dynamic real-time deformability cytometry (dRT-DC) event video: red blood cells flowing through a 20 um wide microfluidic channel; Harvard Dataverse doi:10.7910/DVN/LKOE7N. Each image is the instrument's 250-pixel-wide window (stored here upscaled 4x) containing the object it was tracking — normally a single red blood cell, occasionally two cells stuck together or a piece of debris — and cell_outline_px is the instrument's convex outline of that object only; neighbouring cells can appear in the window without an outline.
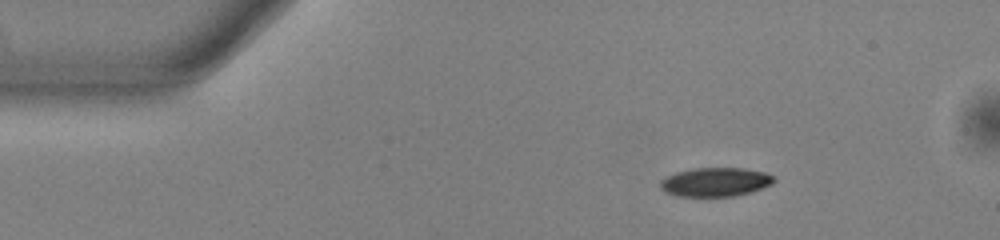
{"species": "common noctule bat (a hibernating species)", "species_latin": "Nyctalus noctula", "temperature_condition": "warm", "stored_images_in_passage": 41, "camera_frame_rate_fps": 3000, "um_per_image_px": 0.085, "animal": {"sex": "male", "body_mass_g": 13.0, "forearm_length_mm": 53.1}, "frame": {"image": 1, "passage_image": 1, "time_ms": 0.0, "image_size_px": [1000, 240], "cell_outline_px": [[776, 180], [772, 184], [748, 192], [732, 196], [680, 196], [668, 192], [660, 188], [660, 180], [676, 172], [692, 168], [744, 168], [764, 172], [776, 176]], "centroid_in_image_um": [60.83, 15.45], "position_along_channel_um": 24.2, "area_um2": 18.96}}
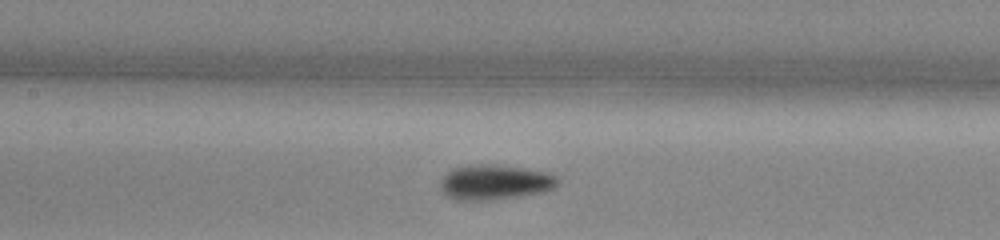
{"frame": {"image": 2, "passage_image": 17, "time_ms": 5.333, "image_size_px": [1000, 240], "cell_outline_px": [[560, 184], [556, 188], [544, 192], [492, 200], [460, 200], [448, 196], [440, 188], [440, 180], [452, 168], [472, 164], [500, 164], [552, 172], [560, 180]], "centroid_in_image_um": [42.14, 15.47], "position_along_channel_um": 165.3, "area_um2": 24.45}}
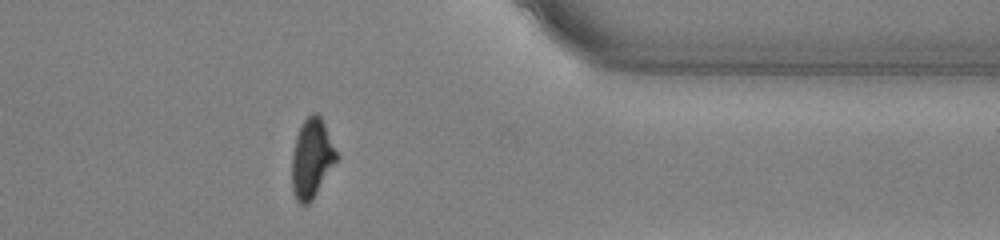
{"frame": {"image": 3, "passage_image": 35, "time_ms": 11.333, "image_size_px": [1000, 240], "cell_outline_px": [[336, 160], [312, 200], [304, 208], [296, 200], [292, 188], [292, 152], [296, 136], [304, 120], [312, 112], [316, 112], [320, 116], [324, 124], [336, 152]], "centroid_in_image_um": [26.45, 13.49], "position_along_channel_um": 384.9, "area_um2": 20.17}}